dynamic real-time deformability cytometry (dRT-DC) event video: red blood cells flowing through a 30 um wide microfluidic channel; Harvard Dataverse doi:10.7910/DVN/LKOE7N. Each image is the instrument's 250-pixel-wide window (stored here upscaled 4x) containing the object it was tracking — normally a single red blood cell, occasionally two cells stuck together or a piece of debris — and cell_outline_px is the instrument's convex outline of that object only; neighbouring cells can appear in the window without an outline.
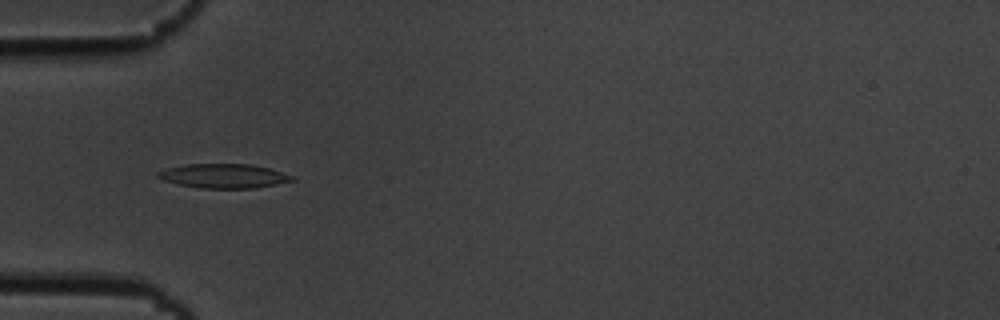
{"species": "common noctule bat (a hibernating species)", "species_latin": "Nyctalus noctula", "temperature_condition": "cold", "stored_images_in_passage": 42, "camera_frame_rate_fps": 3000, "um_per_image_px": 0.085, "animal": {"sex": "male", "body_mass_g": 19.5, "forearm_length_mm": 54.6}, "frame": {"image": 1, "passage_image": 5, "time_ms": 1.333, "image_size_px": [1000, 320], "cell_outline_px": [[296, 180], [276, 184], [252, 188], [200, 188], [180, 184], [164, 180], [156, 176], [156, 172], [168, 168], [184, 164], [252, 164], [268, 168], [292, 176]], "centroid_in_image_um": [18.99, 14.95], "position_along_channel_um": 66.0, "area_um2": 18.73}}
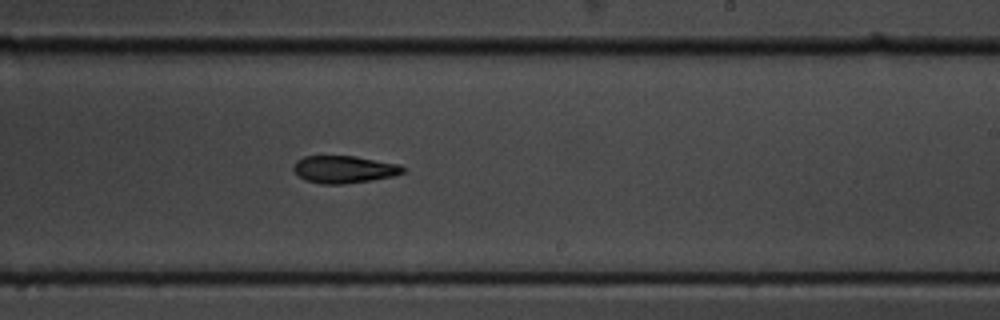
{"frame": {"image": 2, "passage_image": 21, "time_ms": 6.667, "image_size_px": [1000, 320], "cell_outline_px": [[404, 172], [392, 176], [372, 180], [340, 184], [320, 184], [304, 180], [292, 168], [296, 160], [304, 156], [356, 156], [400, 164], [404, 168]], "centroid_in_image_um": [29.23, 14.39], "position_along_channel_um": 259.8, "area_um2": 17.46}}
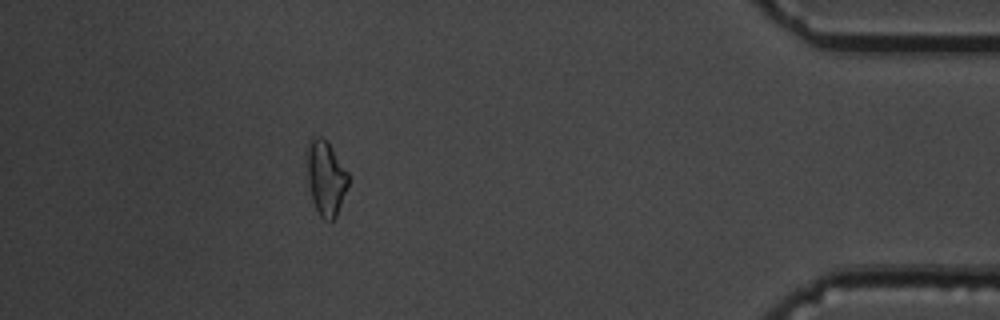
{"frame": {"image": 3, "passage_image": 37, "time_ms": 12.0, "image_size_px": [1000, 320], "cell_outline_px": [[352, 176], [336, 216], [332, 220], [324, 220], [320, 216], [312, 200], [304, 160], [304, 148], [312, 136], [320, 136], [332, 148]], "centroid_in_image_um": [27.67, 15.06], "position_along_channel_um": 407.5, "area_um2": 18.61}, "authors_computed_cell_mechanics": {"area_um2": 18.1203, "velocity_mm_per_s": 3.6609, "shape_relaxation_time_tau1_ms": 4.9424, "shape_relaxation_time_tau2_ms": 7.8077, "deformation_change_tau1": 0.1485, "deformation_change_tau2": 0.1656}}